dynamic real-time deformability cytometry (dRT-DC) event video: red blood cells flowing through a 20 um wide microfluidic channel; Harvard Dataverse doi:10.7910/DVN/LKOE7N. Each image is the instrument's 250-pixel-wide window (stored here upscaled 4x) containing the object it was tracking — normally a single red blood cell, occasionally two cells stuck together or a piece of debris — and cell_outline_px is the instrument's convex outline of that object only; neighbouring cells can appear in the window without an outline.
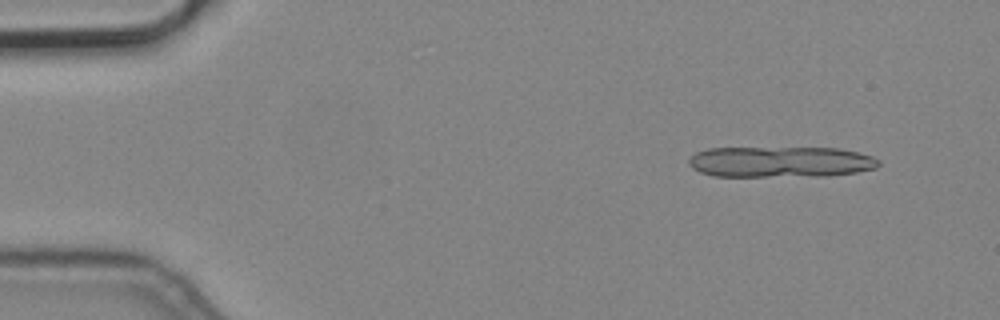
{"species": "common noctule bat (a hibernating species)", "species_latin": "Nyctalus noctula", "temperature_condition": "cold", "stored_images_in_passage": 4, "camera_frame_rate_fps": 3000, "um_per_image_px": 0.085, "animal": {"sex": "male", "body_mass_g": 19.2, "forearm_length_mm": 51.8}, "frame": {"image": 1, "passage_image": 1, "time_ms": 0.0, "image_size_px": [1000, 320], "cell_outline_px": [[880, 164], [876, 168], [856, 172], [828, 176], [712, 176], [700, 172], [692, 168], [688, 164], [688, 160], [696, 152], [708, 148], [840, 148], [872, 156], [880, 160]], "centroid_in_image_um": [66.34, 13.76], "position_along_channel_um": 18.7, "area_um2": 34.33}}